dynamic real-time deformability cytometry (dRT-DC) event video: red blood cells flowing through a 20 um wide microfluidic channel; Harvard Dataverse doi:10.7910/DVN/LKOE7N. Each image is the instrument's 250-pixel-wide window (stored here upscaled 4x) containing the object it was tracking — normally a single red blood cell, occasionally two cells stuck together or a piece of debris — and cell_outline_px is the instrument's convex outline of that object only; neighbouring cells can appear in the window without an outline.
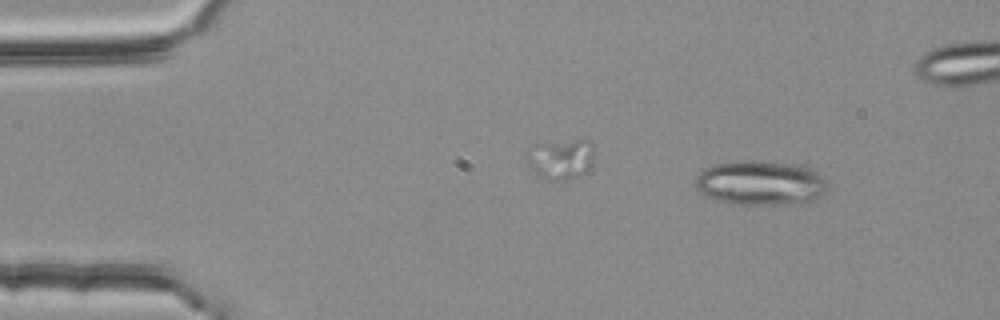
{"species": "common noctule bat (a hibernating species)", "species_latin": "Nyctalus noctula", "temperature_condition": "room temperature", "stored_images_in_passage": 49, "camera_frame_rate_fps": 3000, "um_per_image_px": 0.085, "animal": {"sex": "female", "body_mass_g": 25.1}, "frame": {"image": 1, "passage_image": 6, "time_ms": 1.667, "image_size_px": [1000, 320], "cell_outline_px": [[828, 188], [820, 196], [812, 200], [784, 204], [728, 204], [712, 200], [704, 196], [696, 188], [696, 176], [704, 168], [716, 164], [740, 160], [752, 160], [796, 164], [808, 168], [816, 172], [824, 180]], "centroid_in_image_um": [64.56, 15.55], "position_along_channel_um": 20.4, "area_um2": 34.33}}
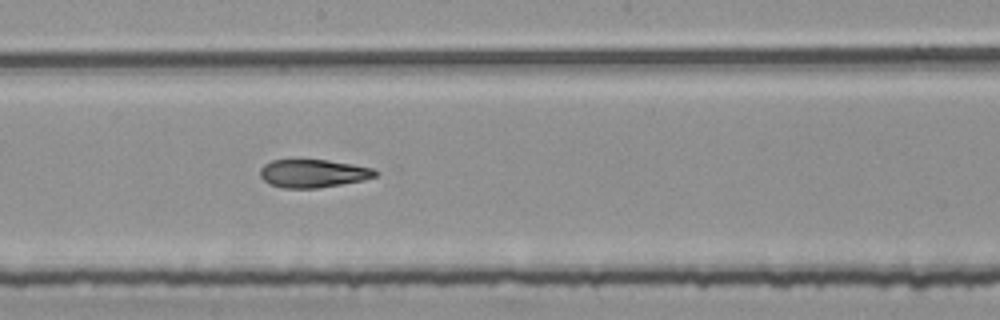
{"frame": {"image": 2, "passage_image": 29, "time_ms": 9.333, "image_size_px": [1000, 320], "cell_outline_px": [[380, 172], [376, 176], [364, 180], [316, 188], [284, 188], [268, 184], [260, 176], [260, 168], [264, 164], [272, 160], [328, 160], [376, 168]], "centroid_in_image_um": [26.64, 14.74], "position_along_channel_um": 221.6, "area_um2": 18.96}}
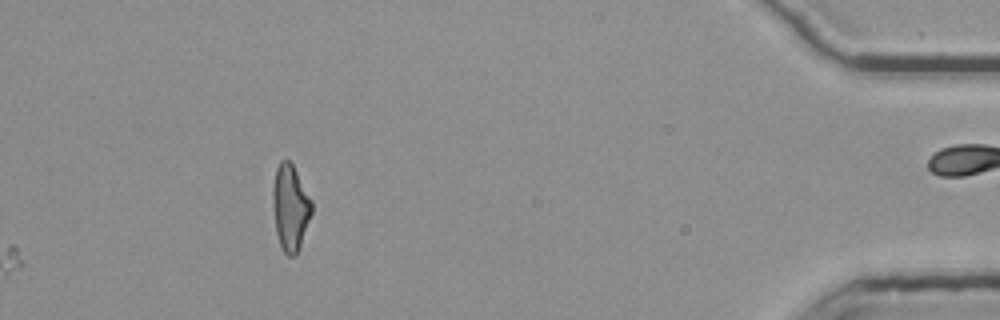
{"frame": {"image": 3, "passage_image": 49, "time_ms": 16.0, "image_size_px": [1000, 320], "cell_outline_px": [[312, 212], [300, 244], [296, 252], [292, 256], [288, 256], [284, 252], [280, 244], [276, 232], [272, 196], [272, 188], [276, 168], [280, 160], [288, 160], [292, 164], [312, 200]], "centroid_in_image_um": [24.66, 17.6], "position_along_channel_um": 410.5, "area_um2": 19.13}, "authors_computed_cell_mechanics": {"area_um2": 19.8254, "velocity_mm_per_s": 3.7791, "shape_relaxation_time_tau1_ms": 9.218, "shape_relaxation_time_tau2_ms": 2.3056, "deformation_change_tau1": 0.263, "deformation_change_tau2": 0.1086}}